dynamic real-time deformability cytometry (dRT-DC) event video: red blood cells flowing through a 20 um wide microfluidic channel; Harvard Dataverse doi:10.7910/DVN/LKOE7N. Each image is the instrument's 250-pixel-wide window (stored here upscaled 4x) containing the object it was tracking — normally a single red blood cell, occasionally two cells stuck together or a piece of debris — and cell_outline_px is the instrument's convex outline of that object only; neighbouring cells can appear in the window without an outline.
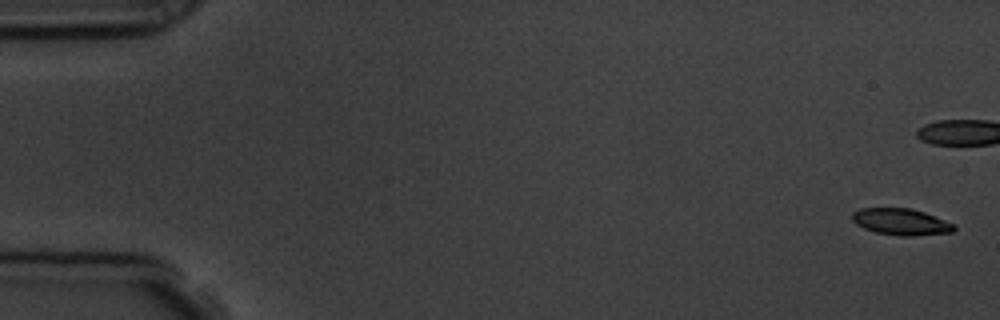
{"species": "common noctule bat (a hibernating species)", "species_latin": "Nyctalus noctula", "temperature_condition": "room temperature", "stored_images_in_passage": 6, "segment_of_instrument_passage": [2, 2], "camera_frame_rate_fps": 3000, "um_per_image_px": 0.085, "animal": {"sex": "male", "body_mass_g": 19.5, "forearm_length_mm": 54.6}, "frame": {"image": 1, "passage_image": 6, "time_ms": 6.0, "image_size_px": [1000, 320], "cell_outline_px": [[956, 228], [952, 232], [912, 236], [900, 236], [876, 232], [864, 228], [856, 224], [852, 220], [852, 212], [860, 208], [912, 208], [924, 212], [956, 224]], "centroid_in_image_um": [76.6, 18.85], "position_along_channel_um": 8.4, "area_um2": 15.84}}